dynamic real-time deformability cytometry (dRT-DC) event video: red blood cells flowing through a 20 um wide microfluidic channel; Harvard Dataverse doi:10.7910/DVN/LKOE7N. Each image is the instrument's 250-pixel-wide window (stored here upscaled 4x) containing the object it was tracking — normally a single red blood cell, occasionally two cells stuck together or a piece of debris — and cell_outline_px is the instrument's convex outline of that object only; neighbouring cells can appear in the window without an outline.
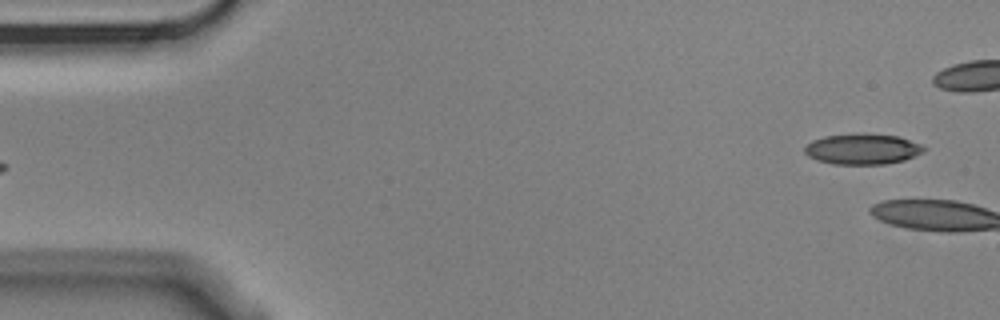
{"species": "Egyptian fruit bat (a non-hibernating species)", "species_latin": "Rousettus aegyptiacus", "temperature_condition": "cold", "stored_images_in_passage": 6, "segment_of_instrument_passage": [2, 2], "camera_frame_rate_fps": 3000, "um_per_image_px": 0.085, "animal": {"sex": "male"}, "frame": {"image": 1, "passage_image": 6, "time_ms": 1.667, "image_size_px": [1000, 320], "cell_outline_px": [[924, 152], [904, 160], [884, 164], [832, 164], [816, 160], [808, 156], [804, 152], [804, 148], [812, 140], [824, 136], [864, 132], [900, 136], [920, 144], [924, 148]], "centroid_in_image_um": [73.3, 12.65], "position_along_channel_um": 11.7, "area_um2": 21.56}}